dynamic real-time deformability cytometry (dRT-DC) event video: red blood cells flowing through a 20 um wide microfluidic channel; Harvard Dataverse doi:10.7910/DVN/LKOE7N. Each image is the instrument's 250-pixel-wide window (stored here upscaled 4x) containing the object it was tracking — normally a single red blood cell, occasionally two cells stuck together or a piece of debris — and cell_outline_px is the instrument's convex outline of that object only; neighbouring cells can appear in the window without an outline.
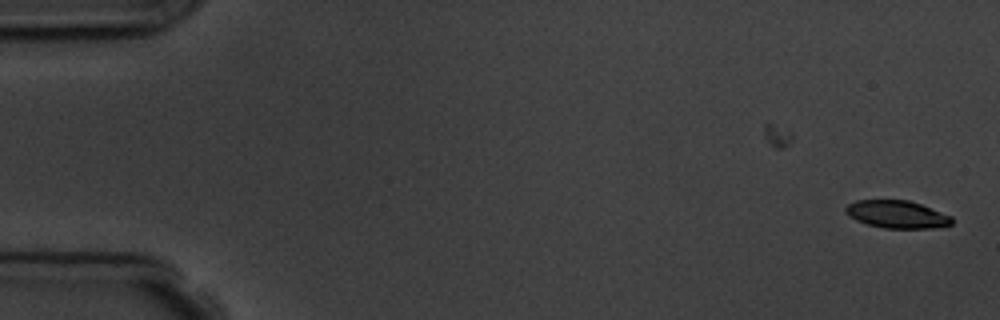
{"species": "common noctule bat (a hibernating species)", "species_latin": "Nyctalus noctula", "temperature_condition": "room temperature", "stored_images_in_passage": 2, "camera_frame_rate_fps": 3000, "um_per_image_px": 0.085, "animal": {"sex": "male", "body_mass_g": 19.5, "forearm_length_mm": 54.6}, "frame": {"image": 1, "passage_image": 2, "time_ms": 1.0, "image_size_px": [1000, 320], "cell_outline_px": [[952, 224], [932, 228], [884, 228], [868, 224], [856, 220], [848, 216], [844, 212], [844, 208], [848, 204], [856, 200], [908, 200], [920, 204], [952, 216]], "centroid_in_image_um": [76.21, 18.21], "position_along_channel_um": 8.8, "area_um2": 17.05}}